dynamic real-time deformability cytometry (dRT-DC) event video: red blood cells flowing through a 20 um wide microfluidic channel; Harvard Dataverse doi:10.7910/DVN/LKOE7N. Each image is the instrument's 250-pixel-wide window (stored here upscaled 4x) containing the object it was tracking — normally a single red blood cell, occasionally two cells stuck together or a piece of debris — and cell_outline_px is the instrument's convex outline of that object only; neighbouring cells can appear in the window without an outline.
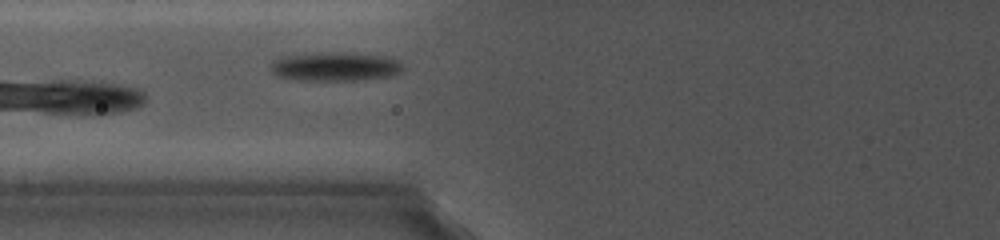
{"species": "common noctule bat (a hibernating species)", "species_latin": "Nyctalus noctula", "temperature_condition": "cold", "stored_images_in_passage": 8, "camera_frame_rate_fps": 5000, "um_per_image_px": 0.085, "animal": {"sex": "female", "body_mass_g": 19.0, "forearm_length_mm": 56.7}, "frame": {"image": 1, "passage_image": 5, "time_ms": 4.0, "image_size_px": [1000, 240], "cell_outline_px": [[404, 68], [400, 72], [392, 76], [364, 80], [288, 80], [276, 76], [272, 72], [272, 60], [280, 56], [304, 52], [352, 52], [380, 56], [400, 60], [404, 64]], "centroid_in_image_um": [28.46, 5.65], "position_along_channel_um": 97.3, "area_um2": 23.06}}